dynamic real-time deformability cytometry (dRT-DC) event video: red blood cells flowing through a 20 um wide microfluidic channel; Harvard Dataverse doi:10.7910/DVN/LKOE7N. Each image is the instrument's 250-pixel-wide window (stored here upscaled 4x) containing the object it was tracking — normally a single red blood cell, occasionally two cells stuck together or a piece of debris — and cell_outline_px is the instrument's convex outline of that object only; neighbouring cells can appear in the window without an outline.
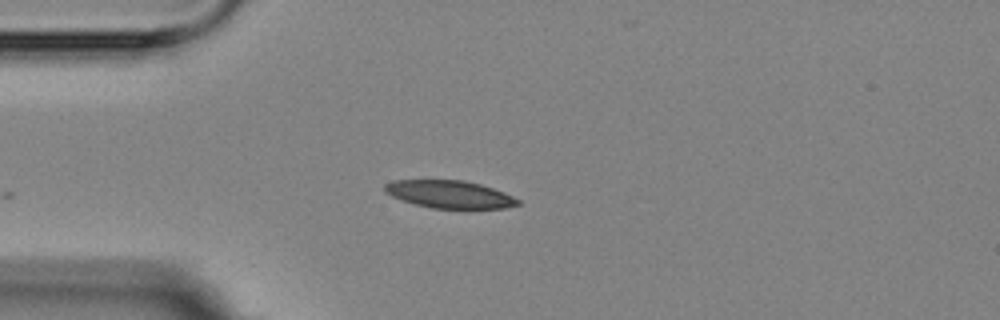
{"species": "Egyptian fruit bat (a non-hibernating species)", "species_latin": "Rousettus aegyptiacus", "temperature_condition": "room temperature", "stored_images_in_passage": 4, "camera_frame_rate_fps": 3000, "um_per_image_px": 0.085, "animal": {"sex": "female"}, "frame": {"image": 1, "passage_image": 4, "time_ms": 4.333, "image_size_px": [1000, 320], "cell_outline_px": [[520, 204], [504, 208], [432, 208], [416, 204], [392, 196], [384, 192], [384, 184], [392, 180], [464, 180], [480, 184], [504, 192], [520, 200]], "centroid_in_image_um": [38.2, 16.5], "position_along_channel_um": 46.8, "area_um2": 21.27}}